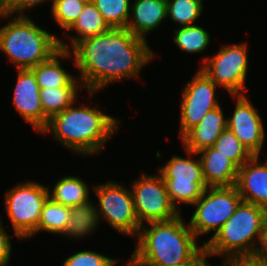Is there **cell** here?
Returning <instances> with one entry per match:
<instances>
[{
    "instance_id": "6da1fadb",
    "label": "cell",
    "mask_w": 267,
    "mask_h": 266,
    "mask_svg": "<svg viewBox=\"0 0 267 266\" xmlns=\"http://www.w3.org/2000/svg\"><path fill=\"white\" fill-rule=\"evenodd\" d=\"M70 51V59L80 72L77 81L90 97L120 79L139 78L142 68L154 58L147 40L126 28H110L104 34L82 39Z\"/></svg>"
},
{
    "instance_id": "7a4b0ae2",
    "label": "cell",
    "mask_w": 267,
    "mask_h": 266,
    "mask_svg": "<svg viewBox=\"0 0 267 266\" xmlns=\"http://www.w3.org/2000/svg\"><path fill=\"white\" fill-rule=\"evenodd\" d=\"M73 105L53 115L41 134L52 132L53 138L74 154H100L106 141L118 130L120 120L85 103L78 108Z\"/></svg>"
},
{
    "instance_id": "3957f363",
    "label": "cell",
    "mask_w": 267,
    "mask_h": 266,
    "mask_svg": "<svg viewBox=\"0 0 267 266\" xmlns=\"http://www.w3.org/2000/svg\"><path fill=\"white\" fill-rule=\"evenodd\" d=\"M180 214L168 221L142 225L132 255L144 266H175L190 260L202 247Z\"/></svg>"
},
{
    "instance_id": "277c9868",
    "label": "cell",
    "mask_w": 267,
    "mask_h": 266,
    "mask_svg": "<svg viewBox=\"0 0 267 266\" xmlns=\"http://www.w3.org/2000/svg\"><path fill=\"white\" fill-rule=\"evenodd\" d=\"M267 210L241 202L221 229L204 241L210 256H225L222 264L251 261L260 242Z\"/></svg>"
},
{
    "instance_id": "5b68a950",
    "label": "cell",
    "mask_w": 267,
    "mask_h": 266,
    "mask_svg": "<svg viewBox=\"0 0 267 266\" xmlns=\"http://www.w3.org/2000/svg\"><path fill=\"white\" fill-rule=\"evenodd\" d=\"M8 17L9 22L0 28V50L16 69H31L60 49L59 37L36 25L29 16L0 14L1 19Z\"/></svg>"
},
{
    "instance_id": "8992f818",
    "label": "cell",
    "mask_w": 267,
    "mask_h": 266,
    "mask_svg": "<svg viewBox=\"0 0 267 266\" xmlns=\"http://www.w3.org/2000/svg\"><path fill=\"white\" fill-rule=\"evenodd\" d=\"M48 189L49 186L30 180L6 191L5 210L19 240L36 231L43 204L49 197Z\"/></svg>"
},
{
    "instance_id": "52a82bcc",
    "label": "cell",
    "mask_w": 267,
    "mask_h": 266,
    "mask_svg": "<svg viewBox=\"0 0 267 266\" xmlns=\"http://www.w3.org/2000/svg\"><path fill=\"white\" fill-rule=\"evenodd\" d=\"M185 151L187 158L174 155L157 170L165 182L172 204L179 211L178 203L193 205L207 188L200 158L198 156L194 160L192 157L197 156V152Z\"/></svg>"
},
{
    "instance_id": "ba28073f",
    "label": "cell",
    "mask_w": 267,
    "mask_h": 266,
    "mask_svg": "<svg viewBox=\"0 0 267 266\" xmlns=\"http://www.w3.org/2000/svg\"><path fill=\"white\" fill-rule=\"evenodd\" d=\"M241 202L242 197L235 186L207 187L193 204L195 210L188 223L190 229L196 238L213 230L214 236Z\"/></svg>"
},
{
    "instance_id": "9c48e42d",
    "label": "cell",
    "mask_w": 267,
    "mask_h": 266,
    "mask_svg": "<svg viewBox=\"0 0 267 266\" xmlns=\"http://www.w3.org/2000/svg\"><path fill=\"white\" fill-rule=\"evenodd\" d=\"M247 46L246 42L224 45L214 56L202 58L200 69L231 96L243 95L248 89L245 87L249 69Z\"/></svg>"
},
{
    "instance_id": "30bf717a",
    "label": "cell",
    "mask_w": 267,
    "mask_h": 266,
    "mask_svg": "<svg viewBox=\"0 0 267 266\" xmlns=\"http://www.w3.org/2000/svg\"><path fill=\"white\" fill-rule=\"evenodd\" d=\"M93 191L98 197L97 205L99 221L104 219L115 231L125 236L137 237L141 225L137 219L133 196L130 188L123 184L107 181L93 185Z\"/></svg>"
},
{
    "instance_id": "8fae6325",
    "label": "cell",
    "mask_w": 267,
    "mask_h": 266,
    "mask_svg": "<svg viewBox=\"0 0 267 266\" xmlns=\"http://www.w3.org/2000/svg\"><path fill=\"white\" fill-rule=\"evenodd\" d=\"M131 184L135 213L141 226L144 223L168 221L181 214L172 204L165 182L159 173L140 174Z\"/></svg>"
},
{
    "instance_id": "7c38bea8",
    "label": "cell",
    "mask_w": 267,
    "mask_h": 266,
    "mask_svg": "<svg viewBox=\"0 0 267 266\" xmlns=\"http://www.w3.org/2000/svg\"><path fill=\"white\" fill-rule=\"evenodd\" d=\"M217 85L199 68L182 90L180 103V138L199 124L211 110L219 107Z\"/></svg>"
},
{
    "instance_id": "4fadbf2b",
    "label": "cell",
    "mask_w": 267,
    "mask_h": 266,
    "mask_svg": "<svg viewBox=\"0 0 267 266\" xmlns=\"http://www.w3.org/2000/svg\"><path fill=\"white\" fill-rule=\"evenodd\" d=\"M236 99L232 116L226 117L227 129L254 155H261L265 140V128L257 108L243 95H232Z\"/></svg>"
},
{
    "instance_id": "5bb4252c",
    "label": "cell",
    "mask_w": 267,
    "mask_h": 266,
    "mask_svg": "<svg viewBox=\"0 0 267 266\" xmlns=\"http://www.w3.org/2000/svg\"><path fill=\"white\" fill-rule=\"evenodd\" d=\"M12 103L20 116L37 132L47 126L49 118L44 114L40 100V88L31 69H17V83Z\"/></svg>"
},
{
    "instance_id": "9a60e30c",
    "label": "cell",
    "mask_w": 267,
    "mask_h": 266,
    "mask_svg": "<svg viewBox=\"0 0 267 266\" xmlns=\"http://www.w3.org/2000/svg\"><path fill=\"white\" fill-rule=\"evenodd\" d=\"M260 156H252L239 167L235 187L242 201L267 210V160L263 164Z\"/></svg>"
},
{
    "instance_id": "2e32d148",
    "label": "cell",
    "mask_w": 267,
    "mask_h": 266,
    "mask_svg": "<svg viewBox=\"0 0 267 266\" xmlns=\"http://www.w3.org/2000/svg\"><path fill=\"white\" fill-rule=\"evenodd\" d=\"M207 187H232L237 181L239 167L213 147L197 152Z\"/></svg>"
},
{
    "instance_id": "e0dca14e",
    "label": "cell",
    "mask_w": 267,
    "mask_h": 266,
    "mask_svg": "<svg viewBox=\"0 0 267 266\" xmlns=\"http://www.w3.org/2000/svg\"><path fill=\"white\" fill-rule=\"evenodd\" d=\"M226 128V116H224L220 105L209 111L199 124L181 137L184 149L198 152L204 148L212 147Z\"/></svg>"
},
{
    "instance_id": "ac0fdd59",
    "label": "cell",
    "mask_w": 267,
    "mask_h": 266,
    "mask_svg": "<svg viewBox=\"0 0 267 266\" xmlns=\"http://www.w3.org/2000/svg\"><path fill=\"white\" fill-rule=\"evenodd\" d=\"M126 29L132 34L147 40L146 35L156 30L167 19L166 0H134Z\"/></svg>"
},
{
    "instance_id": "d6986e66",
    "label": "cell",
    "mask_w": 267,
    "mask_h": 266,
    "mask_svg": "<svg viewBox=\"0 0 267 266\" xmlns=\"http://www.w3.org/2000/svg\"><path fill=\"white\" fill-rule=\"evenodd\" d=\"M72 57L70 50L60 48L48 60L31 68L40 89L50 87H83L74 75L62 68L60 60ZM61 58V59H60ZM76 81V82H75Z\"/></svg>"
},
{
    "instance_id": "ffe728a7",
    "label": "cell",
    "mask_w": 267,
    "mask_h": 266,
    "mask_svg": "<svg viewBox=\"0 0 267 266\" xmlns=\"http://www.w3.org/2000/svg\"><path fill=\"white\" fill-rule=\"evenodd\" d=\"M111 27L104 20L99 10L96 8L95 4L88 0L79 14L78 19L73 23V25L66 31H76L77 35L68 36L69 44L64 42L62 38L59 39L60 48L70 50L77 42L82 39L96 36L99 34H104ZM71 45V47H70Z\"/></svg>"
},
{
    "instance_id": "44dd1931",
    "label": "cell",
    "mask_w": 267,
    "mask_h": 266,
    "mask_svg": "<svg viewBox=\"0 0 267 266\" xmlns=\"http://www.w3.org/2000/svg\"><path fill=\"white\" fill-rule=\"evenodd\" d=\"M100 224L97 205L90 200L86 204L70 207V219L62 236L72 238H86L90 236Z\"/></svg>"
},
{
    "instance_id": "7402d4cb",
    "label": "cell",
    "mask_w": 267,
    "mask_h": 266,
    "mask_svg": "<svg viewBox=\"0 0 267 266\" xmlns=\"http://www.w3.org/2000/svg\"><path fill=\"white\" fill-rule=\"evenodd\" d=\"M90 187L83 179L76 176L62 177L54 185L53 189H48L49 197L65 206H77L90 201ZM51 191V192H50Z\"/></svg>"
},
{
    "instance_id": "603a6c76",
    "label": "cell",
    "mask_w": 267,
    "mask_h": 266,
    "mask_svg": "<svg viewBox=\"0 0 267 266\" xmlns=\"http://www.w3.org/2000/svg\"><path fill=\"white\" fill-rule=\"evenodd\" d=\"M69 219L70 207L57 203L48 197L43 204L37 229L29 239L42 231L52 233V235H62L69 224Z\"/></svg>"
},
{
    "instance_id": "cb8c5ba5",
    "label": "cell",
    "mask_w": 267,
    "mask_h": 266,
    "mask_svg": "<svg viewBox=\"0 0 267 266\" xmlns=\"http://www.w3.org/2000/svg\"><path fill=\"white\" fill-rule=\"evenodd\" d=\"M81 88V89H80ZM83 87H50L40 89V100L44 114L50 119L53 115L62 112L78 101L79 89Z\"/></svg>"
},
{
    "instance_id": "d4e9b609",
    "label": "cell",
    "mask_w": 267,
    "mask_h": 266,
    "mask_svg": "<svg viewBox=\"0 0 267 266\" xmlns=\"http://www.w3.org/2000/svg\"><path fill=\"white\" fill-rule=\"evenodd\" d=\"M210 35L203 27L191 25L174 30L173 41L186 53L204 52L210 44Z\"/></svg>"
},
{
    "instance_id": "484cf974",
    "label": "cell",
    "mask_w": 267,
    "mask_h": 266,
    "mask_svg": "<svg viewBox=\"0 0 267 266\" xmlns=\"http://www.w3.org/2000/svg\"><path fill=\"white\" fill-rule=\"evenodd\" d=\"M203 0H169L167 1V19L181 27L195 25L203 10Z\"/></svg>"
},
{
    "instance_id": "4316f807",
    "label": "cell",
    "mask_w": 267,
    "mask_h": 266,
    "mask_svg": "<svg viewBox=\"0 0 267 266\" xmlns=\"http://www.w3.org/2000/svg\"><path fill=\"white\" fill-rule=\"evenodd\" d=\"M111 28H126L130 18V0H91Z\"/></svg>"
},
{
    "instance_id": "83f0119b",
    "label": "cell",
    "mask_w": 267,
    "mask_h": 266,
    "mask_svg": "<svg viewBox=\"0 0 267 266\" xmlns=\"http://www.w3.org/2000/svg\"><path fill=\"white\" fill-rule=\"evenodd\" d=\"M212 147L232 160L238 167H241L253 156L227 128L220 134Z\"/></svg>"
},
{
    "instance_id": "f1b7e54d",
    "label": "cell",
    "mask_w": 267,
    "mask_h": 266,
    "mask_svg": "<svg viewBox=\"0 0 267 266\" xmlns=\"http://www.w3.org/2000/svg\"><path fill=\"white\" fill-rule=\"evenodd\" d=\"M88 0H54L51 15L55 22L67 31L78 19Z\"/></svg>"
},
{
    "instance_id": "f546056e",
    "label": "cell",
    "mask_w": 267,
    "mask_h": 266,
    "mask_svg": "<svg viewBox=\"0 0 267 266\" xmlns=\"http://www.w3.org/2000/svg\"><path fill=\"white\" fill-rule=\"evenodd\" d=\"M117 259L109 258L101 253L80 251L67 257L63 266H112Z\"/></svg>"
},
{
    "instance_id": "4dcf8cb0",
    "label": "cell",
    "mask_w": 267,
    "mask_h": 266,
    "mask_svg": "<svg viewBox=\"0 0 267 266\" xmlns=\"http://www.w3.org/2000/svg\"><path fill=\"white\" fill-rule=\"evenodd\" d=\"M46 1L51 2V5H53L54 0H5L1 4V13L6 15L16 16L17 14V16H25V11L31 10L42 3H46Z\"/></svg>"
},
{
    "instance_id": "1f68e13d",
    "label": "cell",
    "mask_w": 267,
    "mask_h": 266,
    "mask_svg": "<svg viewBox=\"0 0 267 266\" xmlns=\"http://www.w3.org/2000/svg\"><path fill=\"white\" fill-rule=\"evenodd\" d=\"M0 217V265H9L12 252L11 237L2 225Z\"/></svg>"
},
{
    "instance_id": "d6a6232c",
    "label": "cell",
    "mask_w": 267,
    "mask_h": 266,
    "mask_svg": "<svg viewBox=\"0 0 267 266\" xmlns=\"http://www.w3.org/2000/svg\"><path fill=\"white\" fill-rule=\"evenodd\" d=\"M259 244L251 262L259 266H267V216L263 224Z\"/></svg>"
},
{
    "instance_id": "836d02e7",
    "label": "cell",
    "mask_w": 267,
    "mask_h": 266,
    "mask_svg": "<svg viewBox=\"0 0 267 266\" xmlns=\"http://www.w3.org/2000/svg\"><path fill=\"white\" fill-rule=\"evenodd\" d=\"M207 257H211L203 245V247L188 261L175 265V266H211L206 260Z\"/></svg>"
},
{
    "instance_id": "e575fe53",
    "label": "cell",
    "mask_w": 267,
    "mask_h": 266,
    "mask_svg": "<svg viewBox=\"0 0 267 266\" xmlns=\"http://www.w3.org/2000/svg\"><path fill=\"white\" fill-rule=\"evenodd\" d=\"M118 259L113 263L112 266H116L118 263ZM123 266H144L141 262H139L133 255H131V258L129 259V262H127Z\"/></svg>"
},
{
    "instance_id": "d590c367",
    "label": "cell",
    "mask_w": 267,
    "mask_h": 266,
    "mask_svg": "<svg viewBox=\"0 0 267 266\" xmlns=\"http://www.w3.org/2000/svg\"><path fill=\"white\" fill-rule=\"evenodd\" d=\"M222 266H259L254 264L251 261L248 262H243V263H226V264H222Z\"/></svg>"
}]
</instances>
